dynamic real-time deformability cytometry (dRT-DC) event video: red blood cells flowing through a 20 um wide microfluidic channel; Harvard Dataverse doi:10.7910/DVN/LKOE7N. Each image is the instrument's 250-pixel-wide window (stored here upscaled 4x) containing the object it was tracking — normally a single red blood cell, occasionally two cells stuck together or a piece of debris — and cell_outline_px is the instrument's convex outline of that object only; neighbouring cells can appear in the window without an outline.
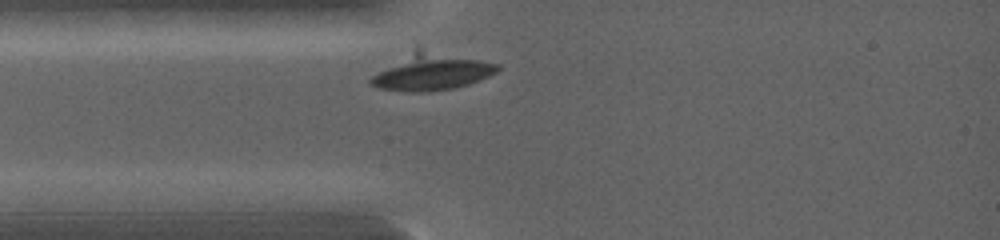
{"species": "common noctule bat (a hibernating species)", "species_latin": "Nyctalus noctula", "temperature_condition": "warm", "stored_images_in_passage": 1, "camera_frame_rate_fps": 5000, "um_per_image_px": 0.085, "animal": {"sex": "female", "body_mass_g": 19.0, "forearm_length_mm": 53.3}, "frame": {"image": 1, "passage_image": 1, "time_ms": 0.0, "image_size_px": [1000, 240], "cell_outline_px": [[500, 68], [496, 72], [488, 76], [468, 84], [452, 88], [424, 92], [408, 92], [380, 88], [368, 84], [368, 80], [372, 76], [388, 68], [404, 64], [428, 60], [480, 60], [500, 64]], "centroid_in_image_um": [36.79, 6.38], "position_along_channel_um": 48.2, "area_um2": 21.85}}